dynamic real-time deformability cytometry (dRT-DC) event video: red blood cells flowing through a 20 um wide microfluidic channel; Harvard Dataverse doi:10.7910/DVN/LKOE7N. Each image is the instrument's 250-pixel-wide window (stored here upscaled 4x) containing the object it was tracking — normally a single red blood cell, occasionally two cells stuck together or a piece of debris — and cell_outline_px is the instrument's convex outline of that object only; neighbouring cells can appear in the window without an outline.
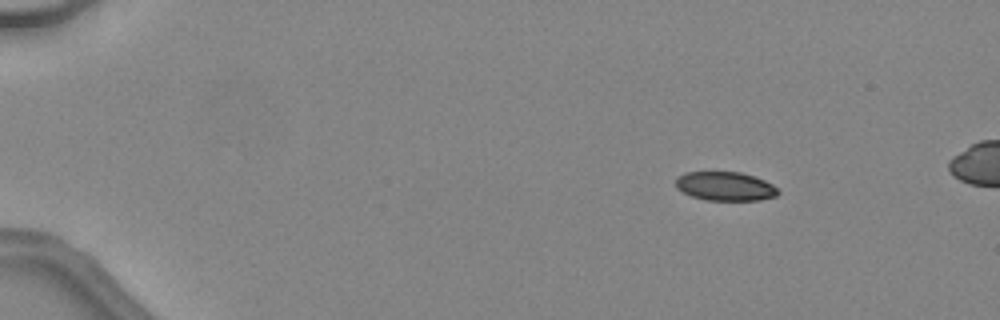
{"species": "common noctule bat (a hibernating species)", "species_latin": "Nyctalus noctula", "temperature_condition": "warm", "stored_images_in_passage": 42, "camera_frame_rate_fps": 3000, "um_per_image_px": 0.085, "animal": {"sex": "female", "body_mass_g": 24.6, "forearm_length_mm": 56.2}, "frame": {"image": 1, "passage_image": 1, "time_ms": 0.0, "image_size_px": [1000, 320], "cell_outline_px": [[780, 192], [776, 196], [760, 200], [708, 200], [692, 196], [676, 188], [676, 176], [684, 172], [740, 172], [764, 180], [772, 184]], "centroid_in_image_um": [61.63, 15.83], "position_along_channel_um": 23.4, "area_um2": 17.17}}
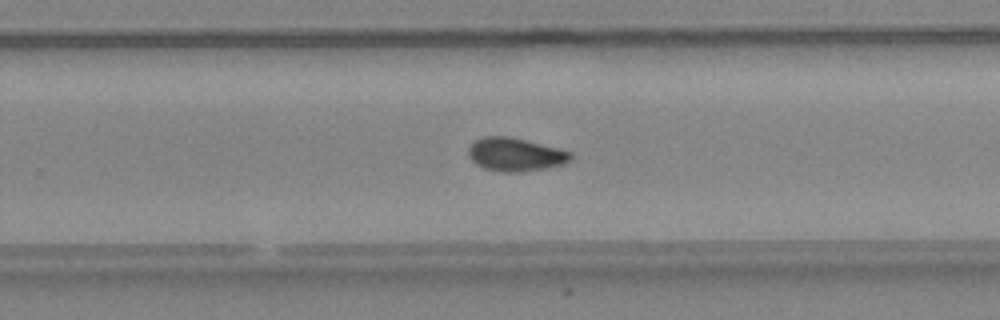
{"frame": {"image": 2, "passage_image": 26, "time_ms": 8.333, "image_size_px": [1000, 320], "cell_outline_px": [[572, 160], [564, 164], [544, 168], [520, 172], [504, 172], [484, 168], [476, 164], [468, 156], [468, 148], [476, 140], [484, 136], [508, 136], [560, 148], [572, 152]], "centroid_in_image_um": [43.82, 13.13], "position_along_channel_um": 286.0, "area_um2": 19.88}}
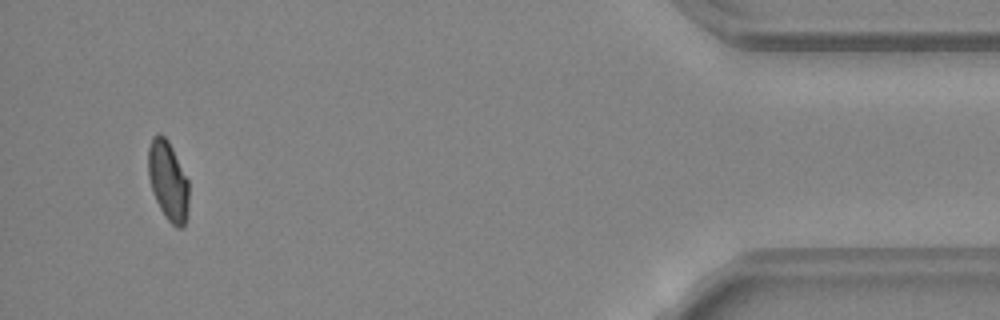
{"frame": {"image": 3, "passage_image": 39, "time_ms": 12.667, "image_size_px": [1000, 320], "cell_outline_px": [[188, 208], [184, 228], [176, 228], [164, 216], [152, 192], [148, 176], [148, 148], [152, 136], [156, 132], [160, 132], [168, 140], [188, 180]], "centroid_in_image_um": [14.27, 15.36], "position_along_channel_um": 420.9, "area_um2": 18.96}}